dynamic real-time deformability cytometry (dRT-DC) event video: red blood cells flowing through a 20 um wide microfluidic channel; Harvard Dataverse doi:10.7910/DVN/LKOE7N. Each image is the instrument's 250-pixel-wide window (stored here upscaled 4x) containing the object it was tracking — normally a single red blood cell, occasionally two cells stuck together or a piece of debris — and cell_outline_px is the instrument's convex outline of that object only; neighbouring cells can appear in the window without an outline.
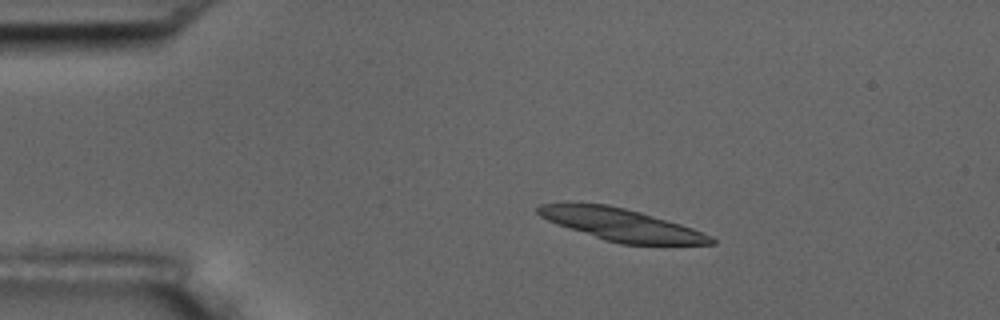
{"species": "common noctule bat (a hibernating species)", "species_latin": "Nyctalus noctula", "temperature_condition": "room temperature", "stored_images_in_passage": 3, "camera_frame_rate_fps": 3000, "um_per_image_px": 0.085, "animal": {"sex": "male", "body_mass_g": 17.5, "forearm_length_mm": 52.3}, "frame": {"image": 1, "passage_image": 1, "time_ms": 0.0, "image_size_px": [1000, 320], "cell_outline_px": [[716, 244], [620, 244], [604, 240], [556, 224], [540, 216], [536, 212], [536, 208], [540, 204], [568, 200], [608, 204], [640, 212], [680, 224], [692, 228], [712, 236], [716, 240]], "centroid_in_image_um": [52.7, 19.06], "position_along_channel_um": 32.3, "area_um2": 33.0}}